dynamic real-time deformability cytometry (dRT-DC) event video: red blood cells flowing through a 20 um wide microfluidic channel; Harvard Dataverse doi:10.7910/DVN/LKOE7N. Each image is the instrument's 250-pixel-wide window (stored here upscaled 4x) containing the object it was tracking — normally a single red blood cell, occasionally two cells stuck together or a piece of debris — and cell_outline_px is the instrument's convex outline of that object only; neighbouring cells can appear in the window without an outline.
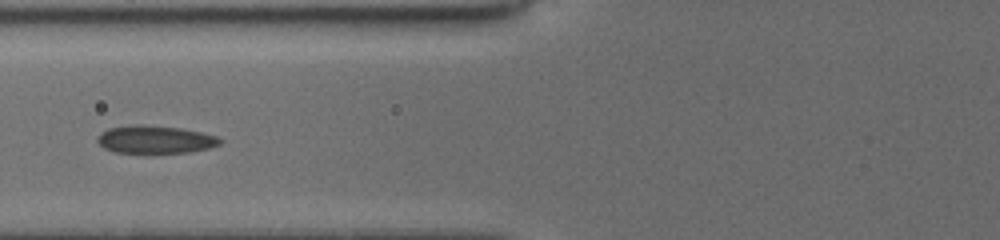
{"species": "common noctule bat (a hibernating species)", "species_latin": "Nyctalus noctula", "temperature_condition": "cold", "stored_images_in_passage": 15, "camera_frame_rate_fps": 3000, "um_per_image_px": 0.085, "animal": {"sex": "female", "body_mass_g": 19.5, "forearm_length_mm": 54.1}, "frame": {"image": 1, "passage_image": 7, "time_ms": 2.0, "image_size_px": [1000, 240], "cell_outline_px": [[224, 140], [220, 144], [208, 148], [188, 152], [148, 156], [112, 152], [104, 148], [96, 140], [96, 136], [100, 132], [108, 128], [132, 124], [140, 124], [180, 128], [200, 132], [216, 136]], "centroid_in_image_um": [13.12, 11.9], "position_along_channel_um": 112.7, "area_um2": 20.92}}
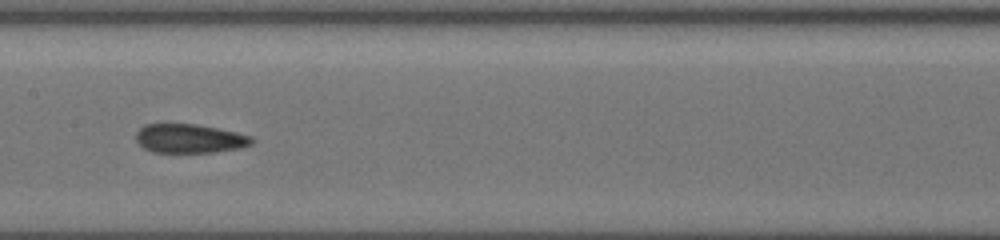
{"frame": {"image": 2, "passage_image": 13, "time_ms": 4.0, "image_size_px": [1000, 240], "cell_outline_px": [[256, 140], [252, 144], [240, 148], [216, 152], [152, 152], [144, 148], [136, 140], [136, 132], [144, 124], [196, 124], [236, 132], [252, 136]], "centroid_in_image_um": [16.14, 11.77], "position_along_channel_um": 191.3, "area_um2": 19.59}}